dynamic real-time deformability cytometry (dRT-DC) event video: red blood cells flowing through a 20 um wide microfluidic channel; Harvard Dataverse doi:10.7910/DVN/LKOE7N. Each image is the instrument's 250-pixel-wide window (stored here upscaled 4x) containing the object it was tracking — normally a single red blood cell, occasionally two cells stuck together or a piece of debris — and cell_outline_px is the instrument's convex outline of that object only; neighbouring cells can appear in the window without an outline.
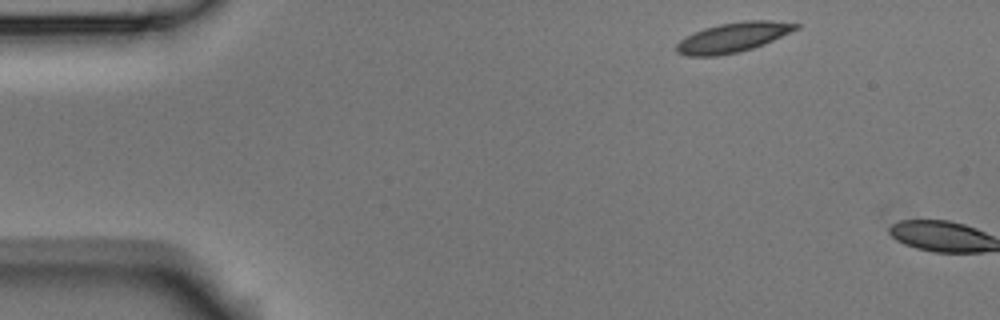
{"species": "Egyptian fruit bat (a non-hibernating species)", "species_latin": "Rousettus aegyptiacus", "temperature_condition": "room temperature", "stored_images_in_passage": 2, "camera_frame_rate_fps": 3000, "um_per_image_px": 0.085, "animal": {"sex": "male"}, "frame": {"image": 1, "passage_image": 1, "time_ms": 0.0, "image_size_px": [1000, 320], "cell_outline_px": [[800, 28], [764, 44], [740, 52], [716, 56], [688, 56], [676, 52], [676, 44], [680, 40], [704, 28], [720, 24], [744, 20], [772, 20], [800, 24]], "centroid_in_image_um": [62.33, 3.17], "position_along_channel_um": 22.7, "area_um2": 20.63}}